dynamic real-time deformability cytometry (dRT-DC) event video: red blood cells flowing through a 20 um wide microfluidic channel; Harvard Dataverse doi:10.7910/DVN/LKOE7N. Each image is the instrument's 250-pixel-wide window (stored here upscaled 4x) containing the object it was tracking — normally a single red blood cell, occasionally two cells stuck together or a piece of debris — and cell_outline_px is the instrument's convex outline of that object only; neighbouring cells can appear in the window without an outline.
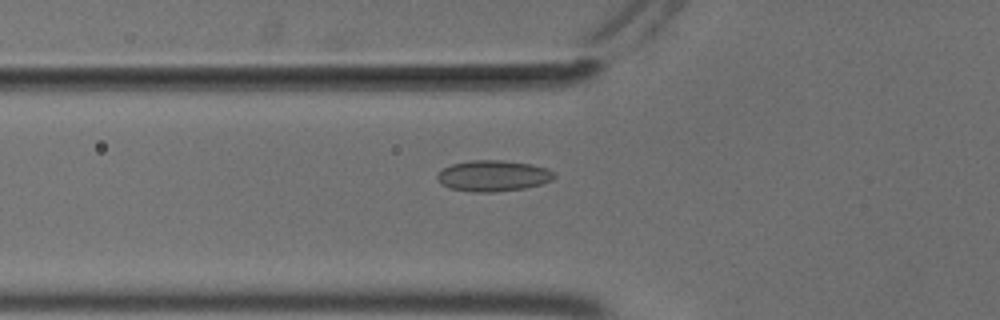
{"species": "common noctule bat (a hibernating species)", "species_latin": "Nyctalus noctula", "temperature_condition": "cold", "stored_images_in_passage": 37, "camera_frame_rate_fps": 3000, "um_per_image_px": 0.085, "animal": {"sex": "male", "body_mass_g": 18.8}, "frame": {"image": 1, "passage_image": 2, "time_ms": 0.333, "image_size_px": [1000, 320], "cell_outline_px": [[556, 176], [552, 180], [540, 184], [524, 188], [492, 192], [472, 192], [448, 188], [440, 184], [436, 176], [444, 168], [452, 164], [468, 160], [504, 160], [532, 164], [548, 168]], "centroid_in_image_um": [41.9, 14.94], "position_along_channel_um": 83.9, "area_um2": 21.21}}
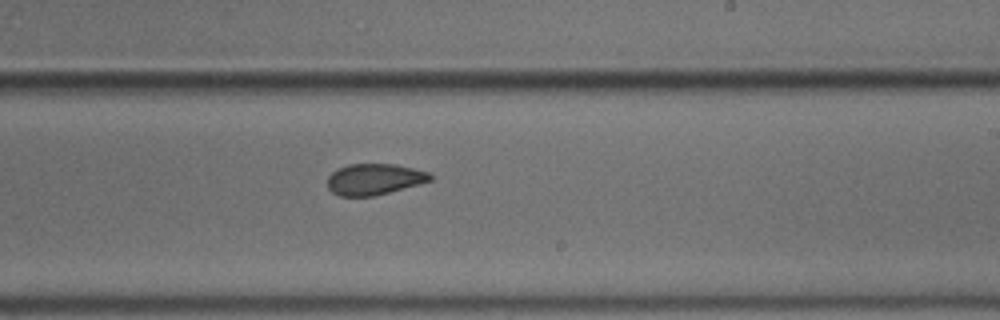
{"frame": {"image": 2, "passage_image": 16, "time_ms": 5.0, "image_size_px": [1000, 320], "cell_outline_px": [[432, 180], [420, 184], [376, 196], [340, 196], [332, 192], [328, 188], [328, 176], [336, 168], [348, 164], [396, 164], [428, 172], [432, 176]], "centroid_in_image_um": [31.8, 15.24], "position_along_channel_um": 257.2, "area_um2": 18.79}}
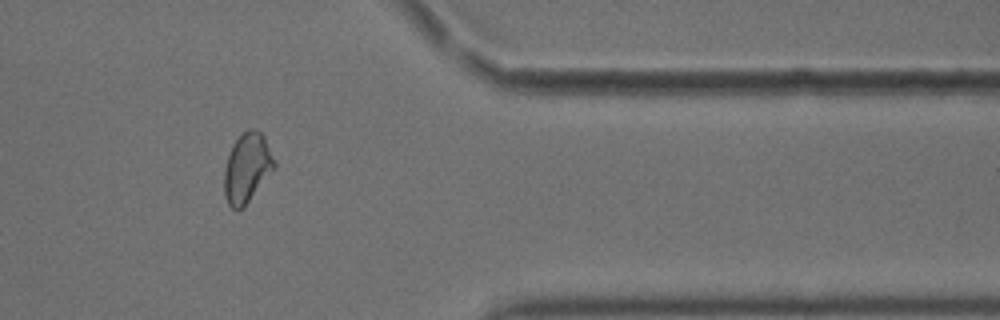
{"frame": {"image": 3, "passage_image": 28, "time_ms": 9.0, "image_size_px": [1000, 320], "cell_outline_px": [[276, 168], [244, 208], [232, 208], [228, 204], [224, 196], [224, 168], [232, 144], [248, 128], [256, 128], [264, 136], [276, 160]], "centroid_in_image_um": [21.02, 14.27], "position_along_channel_um": 390.4, "area_um2": 20.63}, "authors_computed_cell_mechanics": {"area_um2": 19.1318, "velocity_mm_per_s": 3.699, "shape_relaxation_time_tau1_ms": null, "shape_relaxation_time_tau2_ms": 1.8108, "deformation_change_tau1": null, "deformation_change_tau2": 0.0638}}